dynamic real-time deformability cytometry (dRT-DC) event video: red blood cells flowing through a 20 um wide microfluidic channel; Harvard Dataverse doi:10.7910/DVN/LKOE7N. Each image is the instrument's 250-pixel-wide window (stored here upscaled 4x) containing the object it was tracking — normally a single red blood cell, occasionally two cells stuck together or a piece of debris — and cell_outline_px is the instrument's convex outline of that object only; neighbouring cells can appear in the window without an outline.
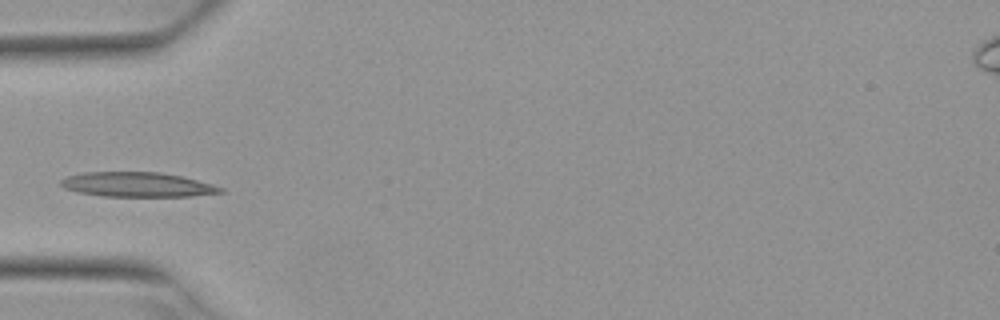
{"species": "Egyptian fruit bat (a non-hibernating species)", "species_latin": "Rousettus aegyptiacus", "temperature_condition": "warm", "stored_images_in_passage": 2, "camera_frame_rate_fps": 3000, "um_per_image_px": 0.085, "animal": {"sex": "female"}, "frame": {"image": 1, "passage_image": 2, "time_ms": 0.333, "image_size_px": [1000, 320], "cell_outline_px": [[224, 192], [192, 196], [104, 196], [76, 192], [64, 188], [60, 184], [60, 180], [64, 176], [84, 172], [160, 172], [180, 176], [212, 184], [224, 188]], "centroid_in_image_um": [11.62, 15.68], "position_along_channel_um": 73.4, "area_um2": 22.95}}